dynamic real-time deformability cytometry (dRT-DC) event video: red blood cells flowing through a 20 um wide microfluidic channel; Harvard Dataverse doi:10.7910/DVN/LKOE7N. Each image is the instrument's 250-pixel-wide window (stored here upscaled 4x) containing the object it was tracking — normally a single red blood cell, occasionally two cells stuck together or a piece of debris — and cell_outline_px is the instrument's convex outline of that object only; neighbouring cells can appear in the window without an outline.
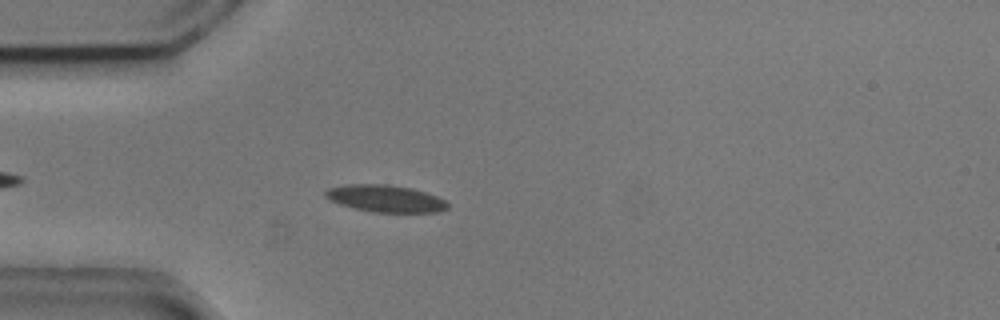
{"species": "common noctule bat (a hibernating species)", "species_latin": "Nyctalus noctula", "temperature_condition": "cold", "stored_images_in_passage": 45, "camera_frame_rate_fps": 3000, "um_per_image_px": 0.085, "animal": {"sex": "male", "body_mass_g": 20.5, "forearm_length_mm": 52.5}, "frame": {"image": 1, "passage_image": 6, "time_ms": 1.667, "image_size_px": [1000, 320], "cell_outline_px": [[448, 208], [440, 212], [372, 212], [352, 208], [340, 204], [324, 196], [324, 192], [328, 188], [348, 184], [388, 184], [412, 188], [436, 196], [444, 200], [448, 204]], "centroid_in_image_um": [32.75, 16.87], "position_along_channel_um": 52.2, "area_um2": 19.25}}
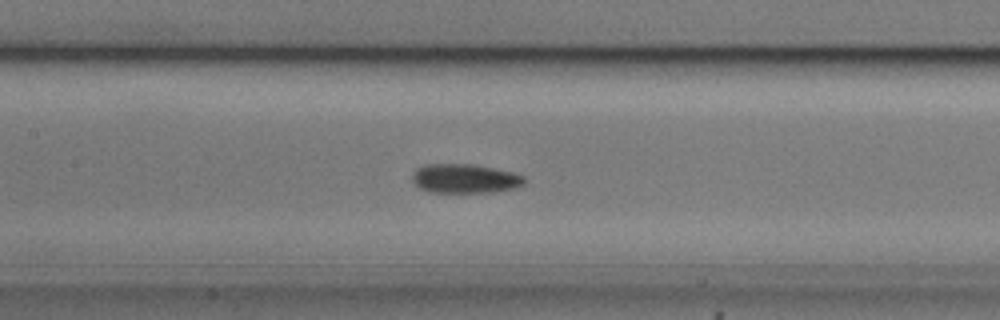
{"frame": {"image": 2, "passage_image": 16, "time_ms": 5.0, "image_size_px": [1000, 320], "cell_outline_px": [[524, 184], [516, 188], [492, 192], [428, 192], [420, 188], [412, 180], [412, 176], [416, 168], [428, 164], [472, 164], [512, 172], [524, 176]], "centroid_in_image_um": [39.51, 15.18], "position_along_channel_um": 167.9, "area_um2": 18.96}}
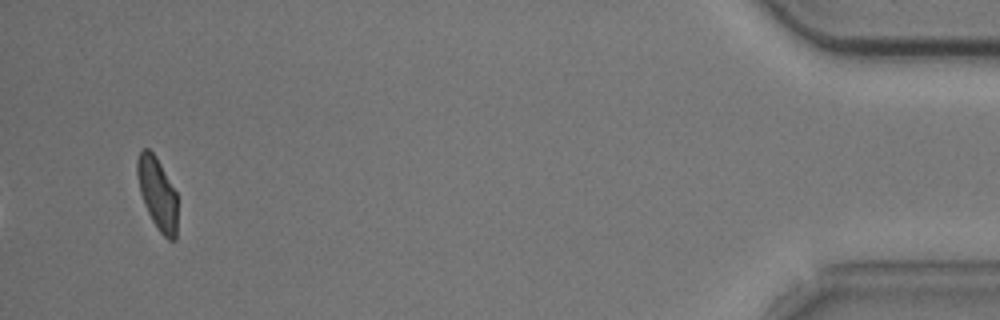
{"frame": {"image": 3, "passage_image": 43, "time_ms": 14.0, "image_size_px": [1000, 320], "cell_outline_px": [[176, 240], [168, 240], [160, 232], [152, 220], [144, 204], [140, 192], [136, 172], [136, 160], [140, 152], [144, 148], [148, 148], [156, 156], [176, 192]], "centroid_in_image_um": [13.36, 16.43], "position_along_channel_um": 421.8, "area_um2": 16.76}, "authors_computed_cell_mechanics": {"area_um2": 18.207, "velocity_mm_per_s": 3.7091, "shape_relaxation_time_tau1_ms": 3.5464, "shape_relaxation_time_tau2_ms": 1.9669, "deformation_change_tau1": 0.1207, "deformation_change_tau2": 0.0702}}